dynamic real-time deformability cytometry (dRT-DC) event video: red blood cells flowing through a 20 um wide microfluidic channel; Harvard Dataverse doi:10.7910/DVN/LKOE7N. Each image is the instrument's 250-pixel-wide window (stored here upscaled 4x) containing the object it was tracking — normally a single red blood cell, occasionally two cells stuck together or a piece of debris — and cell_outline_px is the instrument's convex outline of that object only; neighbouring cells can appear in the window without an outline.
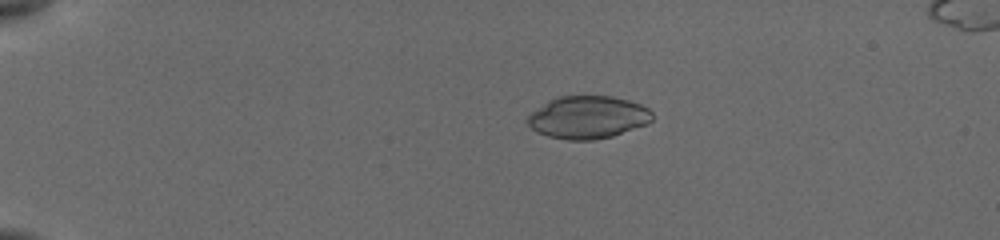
{"species": "common noctule bat (a hibernating species)", "species_latin": "Nyctalus noctula", "temperature_condition": "cold", "stored_images_in_passage": 8, "camera_frame_rate_fps": 3000, "um_per_image_px": 0.085, "animal": {"sex": "female", "body_mass_g": 19.5, "forearm_length_mm": 54.1}, "frame": {"image": 1, "passage_image": 5, "time_ms": 4.333, "image_size_px": [1000, 240], "cell_outline_px": [[652, 120], [644, 124], [612, 136], [596, 140], [568, 140], [548, 136], [536, 132], [524, 120], [532, 112], [556, 96], [612, 96], [628, 100], [640, 104], [648, 108], [652, 112]], "centroid_in_image_um": [49.94, 9.97], "position_along_channel_um": 35.1, "area_um2": 30.81}}